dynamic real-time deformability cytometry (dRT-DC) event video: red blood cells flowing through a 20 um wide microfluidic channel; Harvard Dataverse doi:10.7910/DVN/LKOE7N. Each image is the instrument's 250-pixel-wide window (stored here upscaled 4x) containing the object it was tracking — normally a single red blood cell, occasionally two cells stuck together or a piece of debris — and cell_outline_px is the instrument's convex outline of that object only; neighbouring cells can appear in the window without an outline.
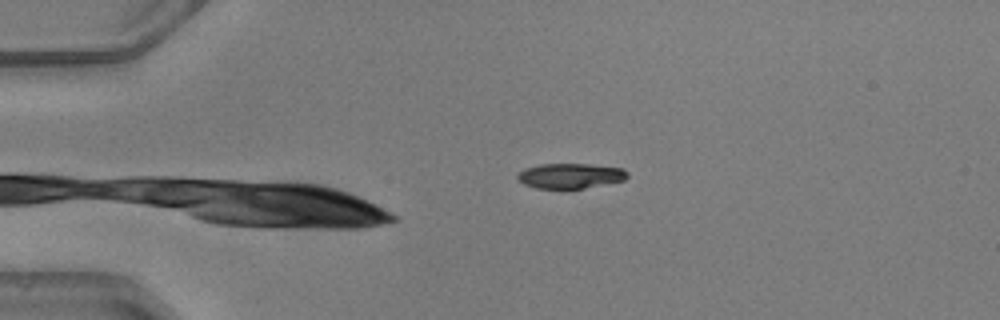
{"species": "common noctule bat (a hibernating species)", "species_latin": "Nyctalus noctula", "temperature_condition": "warm", "stored_images_in_passage": 39, "camera_frame_rate_fps": 3000, "um_per_image_px": 0.085, "animal": {"sex": "male", "body_mass_g": 20.5, "forearm_length_mm": 52.5}, "frame": {"image": 1, "passage_image": 1, "time_ms": 0.0, "image_size_px": [1000, 320], "cell_outline_px": [[628, 176], [624, 180], [568, 192], [564, 192], [536, 188], [524, 184], [516, 176], [524, 168], [540, 164], [588, 164], [624, 168], [628, 172]], "centroid_in_image_um": [48.47, 14.99], "position_along_channel_um": 36.5, "area_um2": 16.82}}
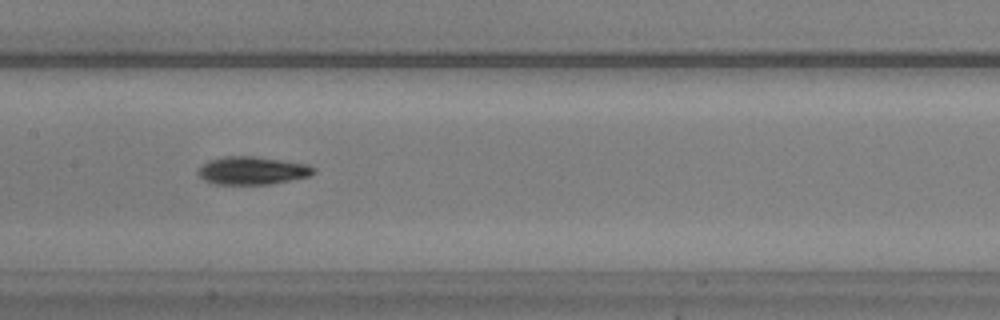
{"frame": {"image": 2, "passage_image": 15, "time_ms": 4.667, "image_size_px": [1000, 320], "cell_outline_px": [[316, 172], [308, 176], [268, 184], [216, 184], [204, 180], [196, 172], [208, 160], [224, 156], [252, 156], [308, 164], [316, 168]], "centroid_in_image_um": [21.43, 14.49], "position_along_channel_um": 186.0, "area_um2": 18.61}}
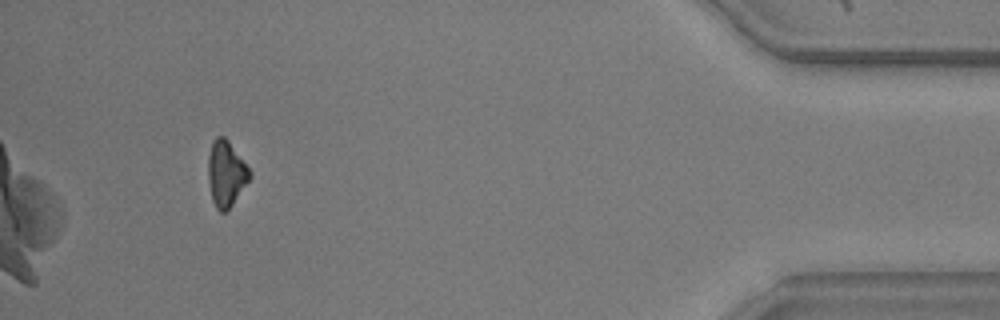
{"frame": {"image": 3, "passage_image": 36, "time_ms": 11.667, "image_size_px": [1000, 320], "cell_outline_px": [[252, 176], [232, 204], [224, 212], [220, 212], [216, 208], [212, 200], [208, 180], [208, 156], [212, 140], [216, 136], [224, 136], [228, 140], [252, 172]], "centroid_in_image_um": [19.2, 14.73], "position_along_channel_um": 416.0, "area_um2": 15.9}, "authors_computed_cell_mechanics": {"area_um2": 17.4556, "velocity_mm_per_s": 4.1532, "shape_relaxation_time_tau1_ms": 3.1456, "shape_relaxation_time_tau2_ms": null, "deformation_change_tau1": 0.1215, "deformation_change_tau2": null}}